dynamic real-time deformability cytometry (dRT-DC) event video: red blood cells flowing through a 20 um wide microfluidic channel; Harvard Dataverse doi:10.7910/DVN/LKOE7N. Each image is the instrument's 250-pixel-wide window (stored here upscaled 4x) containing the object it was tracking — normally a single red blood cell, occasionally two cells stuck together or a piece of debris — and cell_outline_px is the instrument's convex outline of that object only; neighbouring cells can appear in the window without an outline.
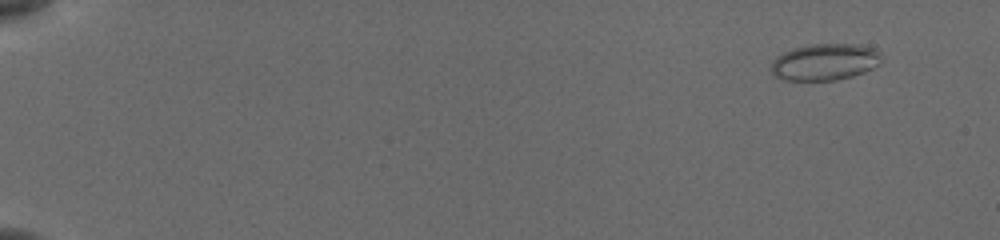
{"species": "common noctule bat (a hibernating species)", "species_latin": "Nyctalus noctula", "temperature_condition": "cold", "stored_images_in_passage": 14, "camera_frame_rate_fps": 3000, "um_per_image_px": 0.085, "animal": {"sex": "female", "body_mass_g": 19.5, "forearm_length_mm": 54.1}, "frame": {"image": 1, "passage_image": 5, "time_ms": 1.333, "image_size_px": [1000, 240], "cell_outline_px": [[880, 64], [864, 72], [852, 76], [836, 80], [788, 80], [776, 76], [772, 72], [772, 64], [776, 56], [792, 48], [812, 44], [860, 44], [876, 48], [880, 52]], "centroid_in_image_um": [70.15, 5.25], "position_along_channel_um": 14.9, "area_um2": 23.52}}